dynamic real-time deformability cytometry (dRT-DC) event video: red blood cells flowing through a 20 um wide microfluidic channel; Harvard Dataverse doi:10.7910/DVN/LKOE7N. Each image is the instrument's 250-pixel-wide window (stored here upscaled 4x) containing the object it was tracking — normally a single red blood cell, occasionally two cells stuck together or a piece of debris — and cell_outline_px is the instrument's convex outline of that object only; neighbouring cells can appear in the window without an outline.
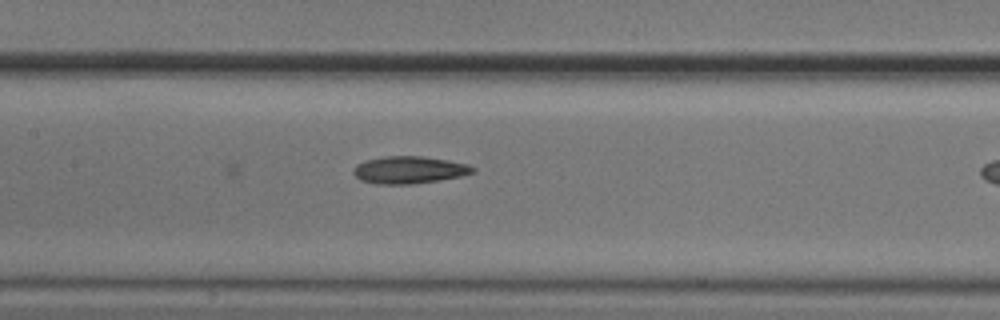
{"species": "common noctule bat (a hibernating species)", "species_latin": "Nyctalus noctula", "temperature_condition": "cold", "stored_images_in_passage": 13, "camera_frame_rate_fps": 3000, "um_per_image_px": 0.085, "animal": {"sex": "male", "body_mass_g": 20.5, "forearm_length_mm": 52.5}, "frame": {"image": 1, "passage_image": 13, "time_ms": 4.0, "image_size_px": [1000, 320], "cell_outline_px": [[476, 172], [460, 176], [440, 180], [412, 184], [376, 184], [360, 180], [352, 172], [352, 168], [356, 164], [364, 160], [384, 156], [424, 156], [448, 160], [468, 164], [476, 168]], "centroid_in_image_um": [34.76, 14.44], "position_along_channel_um": 172.6, "area_um2": 19.25}}